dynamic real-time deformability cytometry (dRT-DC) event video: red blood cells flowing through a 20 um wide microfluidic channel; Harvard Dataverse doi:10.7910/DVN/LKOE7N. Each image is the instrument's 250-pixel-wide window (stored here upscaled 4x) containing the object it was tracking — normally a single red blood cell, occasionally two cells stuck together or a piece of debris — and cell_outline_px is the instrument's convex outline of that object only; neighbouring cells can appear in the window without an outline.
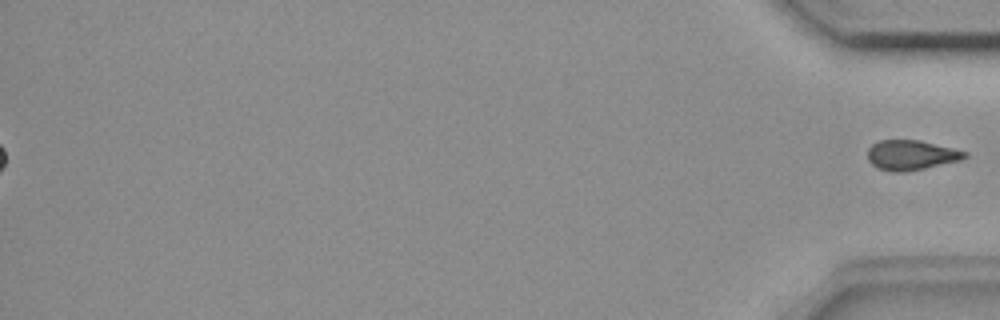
{"species": "common noctule bat (a hibernating species)", "species_latin": "Nyctalus noctula", "temperature_condition": "room temperature", "stored_images_in_passage": 57, "segment_of_instrument_passage": [2, 2], "camera_frame_rate_fps": 3000, "um_per_image_px": 0.085, "animal": {"sex": "female", "body_mass_g": 18.4}, "frame": {"image": 1, "passage_image": 57, "time_ms": 18.667, "image_size_px": [1000, 320], "cell_outline_px": [[968, 156], [960, 160], [924, 168], [904, 172], [892, 172], [876, 168], [868, 160], [868, 148], [872, 144], [880, 140], [920, 140], [968, 152]], "centroid_in_image_um": [77.42, 13.18], "position_along_channel_um": 357.8, "area_um2": 16.88}}